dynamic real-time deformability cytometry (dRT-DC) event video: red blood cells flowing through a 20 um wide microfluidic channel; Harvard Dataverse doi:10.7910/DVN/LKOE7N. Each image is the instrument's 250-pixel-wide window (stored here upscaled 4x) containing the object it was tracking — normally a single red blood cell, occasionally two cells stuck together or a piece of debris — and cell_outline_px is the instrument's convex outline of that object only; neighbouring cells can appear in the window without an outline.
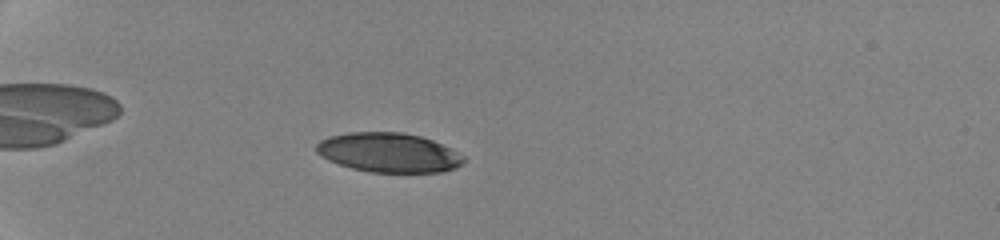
{"species": "human", "species_latin": "Homo sapiens", "temperature_condition": "cold", "stored_images_in_passage": 15, "camera_frame_rate_fps": 3000, "um_per_image_px": 0.085, "donor": {"sex": "female"}, "frame": {"image": 1, "passage_image": 6, "time_ms": 3.333, "image_size_px": [1000, 240], "cell_outline_px": [[464, 160], [456, 168], [440, 172], [372, 172], [352, 168], [328, 160], [320, 156], [316, 152], [316, 144], [320, 140], [328, 136], [348, 132], [404, 132], [420, 136], [432, 140], [464, 156]], "centroid_in_image_um": [32.99, 12.96], "position_along_channel_um": 52.0, "area_um2": 33.7}}
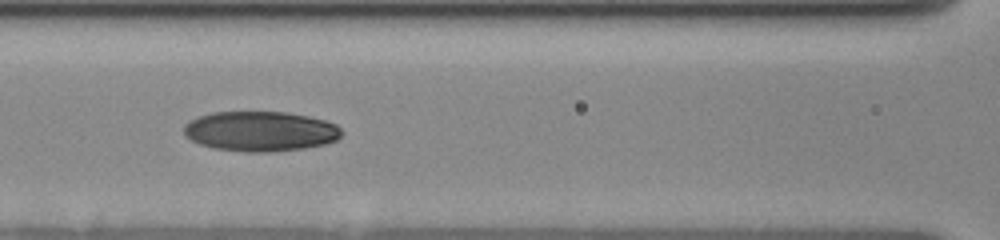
{"frame": {"image": 2, "passage_image": 14, "time_ms": 7.0, "image_size_px": [1000, 240], "cell_outline_px": [[340, 136], [336, 140], [324, 144], [304, 148], [268, 152], [244, 152], [212, 148], [200, 144], [184, 136], [184, 124], [188, 120], [212, 112], [284, 112], [308, 116], [324, 120], [336, 124], [340, 128]], "centroid_in_image_um": [22.09, 11.16], "position_along_channel_um": 144.5, "area_um2": 36.76}}
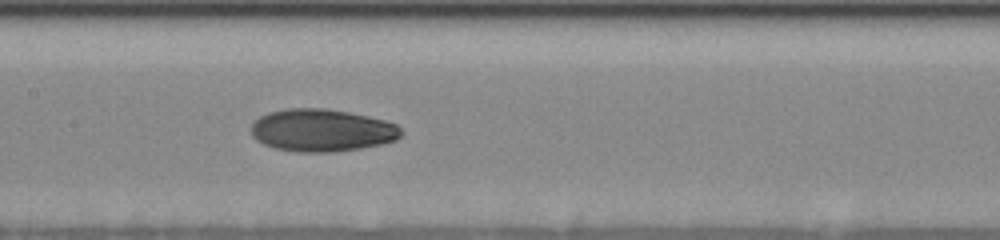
{"frame": {"image": 3, "passage_image": 15, "time_ms": 8.0, "image_size_px": [1000, 240], "cell_outline_px": [[404, 132], [396, 140], [384, 144], [360, 148], [332, 152], [300, 152], [276, 148], [264, 144], [256, 140], [252, 136], [252, 124], [260, 116], [268, 112], [288, 108], [324, 108], [348, 112], [368, 116], [384, 120], [396, 124]], "centroid_in_image_um": [27.38, 11.07], "position_along_channel_um": 180.0, "area_um2": 37.17}}